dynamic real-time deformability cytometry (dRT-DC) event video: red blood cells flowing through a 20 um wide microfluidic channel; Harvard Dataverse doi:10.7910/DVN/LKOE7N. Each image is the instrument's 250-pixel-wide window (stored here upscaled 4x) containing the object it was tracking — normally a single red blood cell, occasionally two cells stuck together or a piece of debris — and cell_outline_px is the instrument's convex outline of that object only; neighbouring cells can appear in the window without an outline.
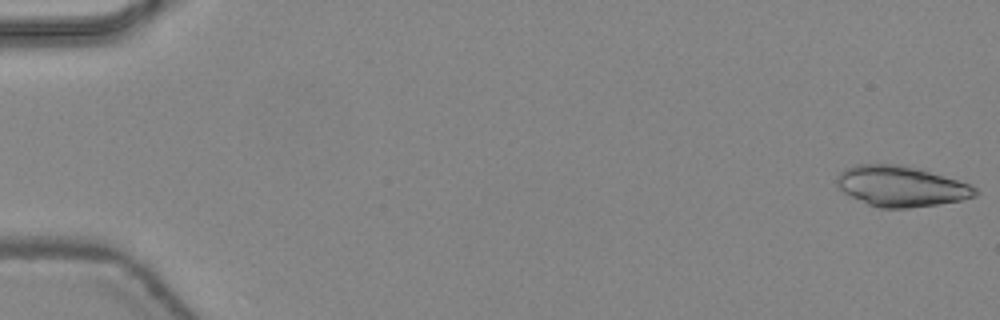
{"species": "common noctule bat (a hibernating species)", "species_latin": "Nyctalus noctula", "temperature_condition": "warm", "stored_images_in_passage": 17, "camera_frame_rate_fps": 3000, "um_per_image_px": 0.085, "animal": {"sex": "female", "body_mass_g": 24.6, "forearm_length_mm": 56.2}, "frame": {"image": 1, "passage_image": 1, "time_ms": 0.0, "image_size_px": [1000, 320], "cell_outline_px": [[980, 192], [976, 196], [960, 200], [936, 204], [908, 208], [880, 208], [868, 204], [844, 192], [836, 184], [836, 176], [844, 168], [856, 164], [896, 164], [920, 168], [968, 184], [976, 188]], "centroid_in_image_um": [76.57, 15.82], "position_along_channel_um": 8.4, "area_um2": 32.54}}